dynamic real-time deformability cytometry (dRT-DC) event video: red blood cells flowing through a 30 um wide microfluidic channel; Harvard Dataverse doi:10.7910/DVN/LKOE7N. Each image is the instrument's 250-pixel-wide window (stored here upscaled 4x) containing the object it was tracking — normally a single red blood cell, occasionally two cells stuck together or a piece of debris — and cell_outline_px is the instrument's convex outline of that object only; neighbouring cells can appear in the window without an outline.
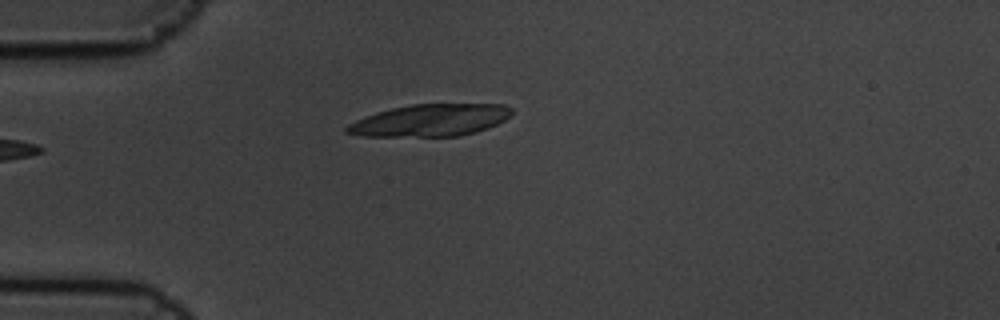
{"species": "common noctule bat (a hibernating species)", "species_latin": "Nyctalus noctula", "temperature_condition": "cold", "stored_images_in_passage": 2, "camera_frame_rate_fps": 3000, "um_per_image_px": 0.085, "animal": {"sex": "male", "body_mass_g": 19.5, "forearm_length_mm": 54.6}, "frame": {"image": 1, "passage_image": 2, "time_ms": 0.333, "image_size_px": [1000, 320], "cell_outline_px": [[512, 116], [488, 128], [460, 136], [364, 136], [344, 132], [344, 128], [348, 124], [364, 116], [376, 112], [392, 108], [412, 104], [504, 104], [512, 108]], "centroid_in_image_um": [36.57, 10.22], "position_along_channel_um": 48.4, "area_um2": 30.87}}